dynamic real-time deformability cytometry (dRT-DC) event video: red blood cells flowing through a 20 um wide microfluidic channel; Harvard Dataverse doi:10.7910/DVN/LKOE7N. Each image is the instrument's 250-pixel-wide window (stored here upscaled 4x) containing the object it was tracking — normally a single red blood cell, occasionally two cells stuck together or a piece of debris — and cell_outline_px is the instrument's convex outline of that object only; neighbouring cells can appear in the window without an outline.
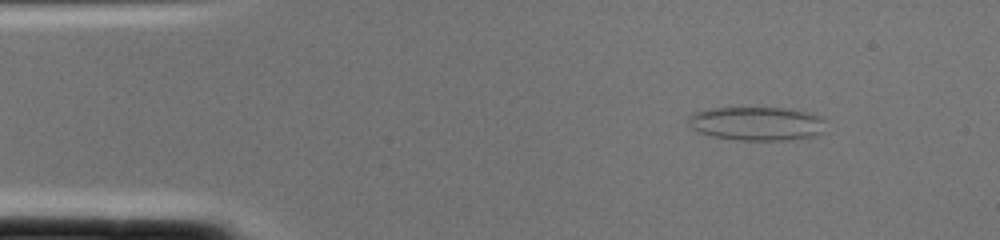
{"species": "common noctule bat (a hibernating species)", "species_latin": "Nyctalus noctula", "temperature_condition": "cold", "stored_images_in_passage": 1, "camera_frame_rate_fps": 3000, "um_per_image_px": 0.085, "animal": {"sex": "female", "body_mass_g": 22.0, "forearm_length_mm": 56.7}, "frame": {"image": 1, "passage_image": 1, "time_ms": 0.0, "image_size_px": [1000, 240], "cell_outline_px": [[824, 132], [812, 136], [788, 140], [740, 140], [712, 136], [700, 132], [692, 128], [688, 124], [688, 120], [692, 112], [708, 108], [788, 108], [812, 112], [820, 116], [824, 120]], "centroid_in_image_um": [64.34, 10.49], "position_along_channel_um": 20.7, "area_um2": 27.22}}